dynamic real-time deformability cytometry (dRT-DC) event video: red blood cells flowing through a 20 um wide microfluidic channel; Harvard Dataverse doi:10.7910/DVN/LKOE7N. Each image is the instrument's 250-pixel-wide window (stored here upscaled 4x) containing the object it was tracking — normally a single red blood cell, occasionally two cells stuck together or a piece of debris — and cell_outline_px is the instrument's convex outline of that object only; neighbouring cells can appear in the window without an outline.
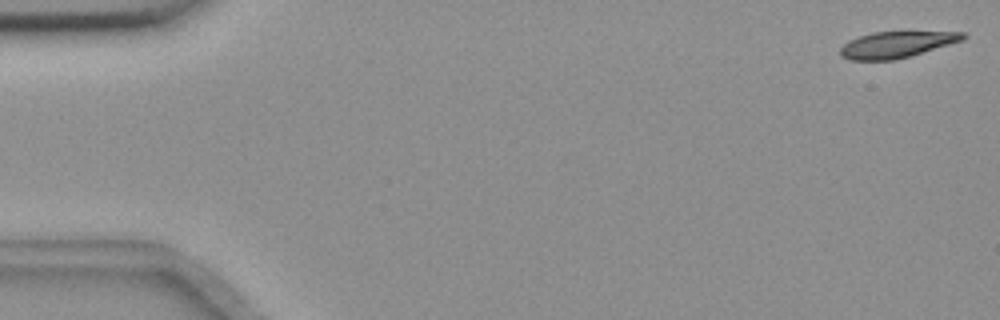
{"species": "common noctule bat (a hibernating species)", "species_latin": "Nyctalus noctula", "temperature_condition": "room temperature", "stored_images_in_passage": 12, "camera_frame_rate_fps": 3000, "um_per_image_px": 0.085, "animal": {"sex": "female", "body_mass_g": 18.4}, "frame": {"image": 1, "passage_image": 1, "time_ms": 0.0, "image_size_px": [1000, 320], "cell_outline_px": [[968, 36], [964, 40], [908, 56], [892, 60], [852, 60], [840, 56], [840, 48], [848, 40], [872, 32], [964, 32]], "centroid_in_image_um": [76.19, 3.78], "position_along_channel_um": 8.8, "area_um2": 18.55}}